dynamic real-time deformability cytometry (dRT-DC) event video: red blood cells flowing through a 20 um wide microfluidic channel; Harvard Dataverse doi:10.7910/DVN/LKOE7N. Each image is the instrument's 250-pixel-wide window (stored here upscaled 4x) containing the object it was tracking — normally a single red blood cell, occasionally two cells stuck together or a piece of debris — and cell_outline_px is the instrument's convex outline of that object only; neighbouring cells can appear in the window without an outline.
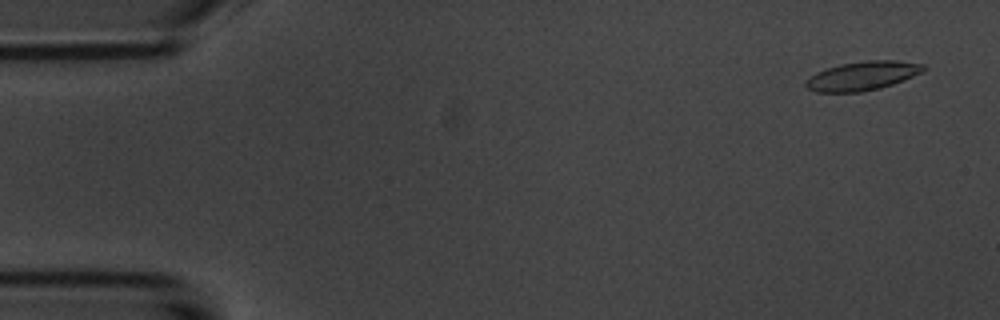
{"species": "common noctule bat (a hibernating species)", "species_latin": "Nyctalus noctula", "temperature_condition": "room temperature", "stored_images_in_passage": 4, "camera_frame_rate_fps": 3000, "um_per_image_px": 0.085, "animal": {"sex": "male", "body_mass_g": 20.1, "forearm_length_mm": 53.5}, "frame": {"image": 1, "passage_image": 1, "time_ms": 0.0, "image_size_px": [1000, 320], "cell_outline_px": [[924, 68], [920, 72], [904, 80], [880, 88], [860, 92], [816, 92], [808, 88], [804, 84], [816, 72], [840, 64], [868, 60], [896, 60], [924, 64]], "centroid_in_image_um": [73.3, 6.44], "position_along_channel_um": 11.7, "area_um2": 19.54}}